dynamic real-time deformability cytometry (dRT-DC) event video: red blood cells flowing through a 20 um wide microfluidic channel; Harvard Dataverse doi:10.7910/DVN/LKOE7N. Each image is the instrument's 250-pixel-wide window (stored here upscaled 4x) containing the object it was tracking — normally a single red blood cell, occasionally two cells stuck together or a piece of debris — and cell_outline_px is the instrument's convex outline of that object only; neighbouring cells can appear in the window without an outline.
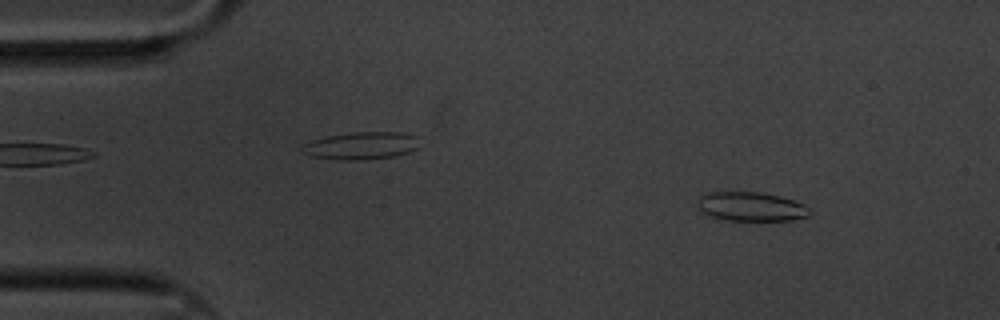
{"species": "common noctule bat (a hibernating species)", "species_latin": "Nyctalus noctula", "temperature_condition": "cold", "stored_images_in_passage": 60, "camera_frame_rate_fps": 3000, "um_per_image_px": 0.085, "animal": {"sex": "male", "body_mass_g": 20.1, "forearm_length_mm": 53.5}, "frame": {"image": 1, "passage_image": 7, "time_ms": 2.0, "image_size_px": [1000, 320], "cell_outline_px": [[812, 212], [808, 216], [792, 220], [728, 220], [708, 216], [700, 208], [700, 196], [704, 192], [760, 192], [780, 196], [804, 204]], "centroid_in_image_um": [63.87, 17.56], "position_along_channel_um": 21.1, "area_um2": 18.84}}
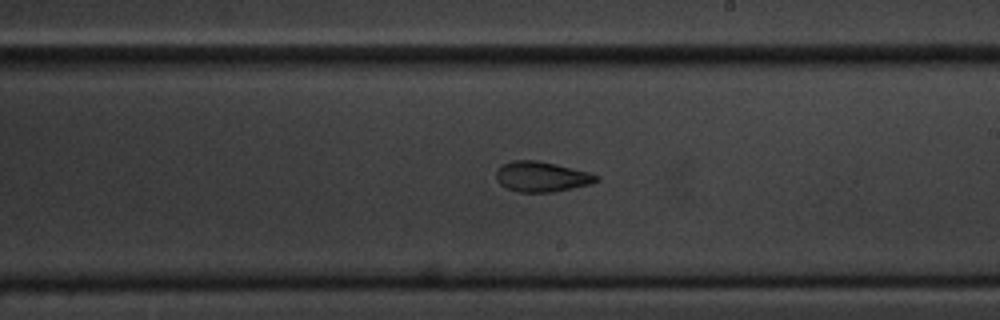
{"frame": {"image": 2, "passage_image": 34, "time_ms": 11.0, "image_size_px": [1000, 320], "cell_outline_px": [[600, 180], [592, 184], [552, 192], [520, 192], [508, 188], [500, 184], [496, 180], [496, 172], [500, 164], [512, 160], [536, 160], [556, 164], [588, 172], [600, 176]], "centroid_in_image_um": [46.03, 15.01], "position_along_channel_um": 243.0, "area_um2": 17.74}}
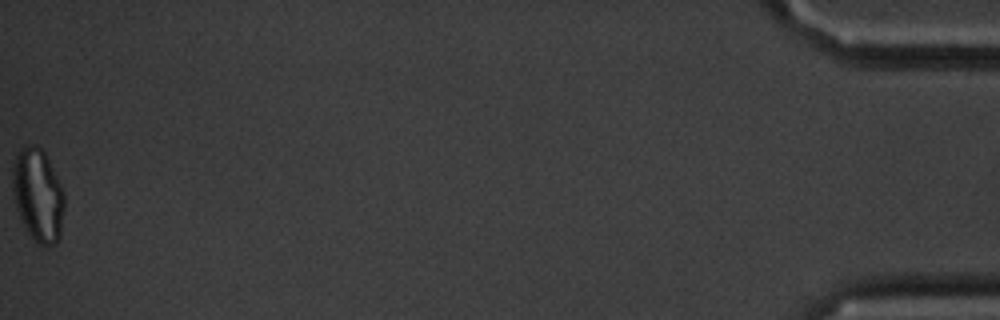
{"frame": {"image": 3, "passage_image": 60, "time_ms": 19.667, "image_size_px": [1000, 320], "cell_outline_px": [[64, 208], [60, 236], [56, 244], [48, 248], [44, 248], [32, 240], [24, 228], [20, 220], [16, 208], [12, 188], [12, 168], [16, 156], [20, 148], [24, 144], [32, 144], [40, 148], [44, 152], [64, 192]], "centroid_in_image_um": [3.21, 16.65], "position_along_channel_um": 432.0, "area_um2": 28.55}, "authors_computed_cell_mechanics": {"area_um2": 19.1607, "velocity_mm_per_s": 3.3133, "shape_relaxation_time_tau1_ms": 7.3593, "shape_relaxation_time_tau2_ms": 3.457, "deformation_change_tau1": 0.145, "deformation_change_tau2": 0.1003}}